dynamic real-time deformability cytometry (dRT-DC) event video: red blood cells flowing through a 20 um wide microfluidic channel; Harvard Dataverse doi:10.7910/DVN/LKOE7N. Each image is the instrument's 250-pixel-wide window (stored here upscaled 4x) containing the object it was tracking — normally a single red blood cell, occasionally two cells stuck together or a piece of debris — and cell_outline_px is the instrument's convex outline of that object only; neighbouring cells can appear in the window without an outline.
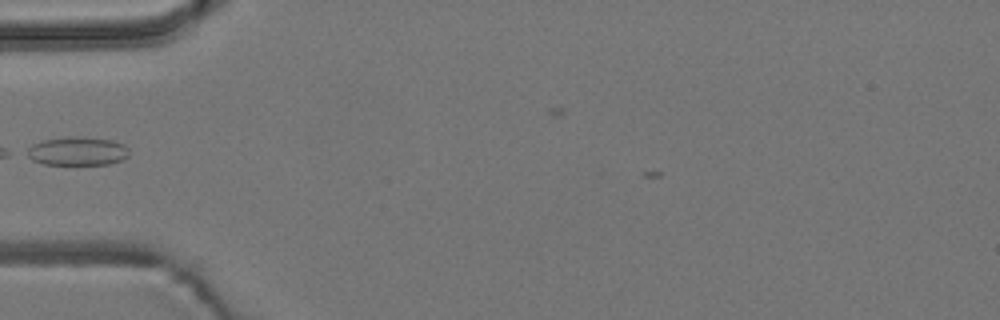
{"species": "common noctule bat (a hibernating species)", "species_latin": "Nyctalus noctula", "temperature_condition": "room temperature", "stored_images_in_passage": 4, "camera_frame_rate_fps": 3000, "um_per_image_px": 0.085, "animal": {"sex": "male", "body_mass_g": 19.2, "forearm_length_mm": 51.8}, "frame": {"image": 1, "passage_image": 4, "time_ms": 5.0, "image_size_px": [1000, 320], "cell_outline_px": [[128, 156], [124, 160], [108, 164], [44, 164], [32, 160], [24, 156], [20, 152], [32, 144], [40, 140], [72, 136], [76, 136], [112, 140], [124, 144], [128, 148]], "centroid_in_image_um": [6.49, 12.84], "position_along_channel_um": 78.5, "area_um2": 17.46}}